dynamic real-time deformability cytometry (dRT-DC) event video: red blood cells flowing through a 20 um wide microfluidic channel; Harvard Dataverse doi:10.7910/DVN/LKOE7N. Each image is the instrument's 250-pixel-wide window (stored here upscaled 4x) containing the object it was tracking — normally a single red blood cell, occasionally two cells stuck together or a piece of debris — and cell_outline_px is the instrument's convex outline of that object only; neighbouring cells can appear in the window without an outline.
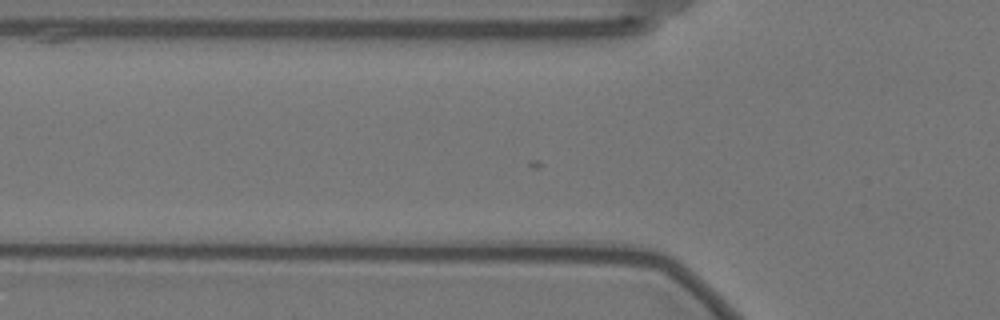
{"species": "Egyptian fruit bat (a non-hibernating species)", "species_latin": "Rousettus aegyptiacus", "temperature_condition": "warm", "stored_images_in_passage": 6, "camera_frame_rate_fps": 3000, "um_per_image_px": 0.085, "animal": {"sex": "female"}, "frame": {"image": 1, "passage_image": 2, "time_ms": 0.333, "image_size_px": [1000, 320], "cell_outline_px": [[676, 276], [672, 276], [472, 260], [468, 256], [568, 252], [636, 260], [656, 264]], "centroid_in_image_um": [49.15, 22.3], "position_along_channel_um": 76.6, "area_um2": 16.53}}